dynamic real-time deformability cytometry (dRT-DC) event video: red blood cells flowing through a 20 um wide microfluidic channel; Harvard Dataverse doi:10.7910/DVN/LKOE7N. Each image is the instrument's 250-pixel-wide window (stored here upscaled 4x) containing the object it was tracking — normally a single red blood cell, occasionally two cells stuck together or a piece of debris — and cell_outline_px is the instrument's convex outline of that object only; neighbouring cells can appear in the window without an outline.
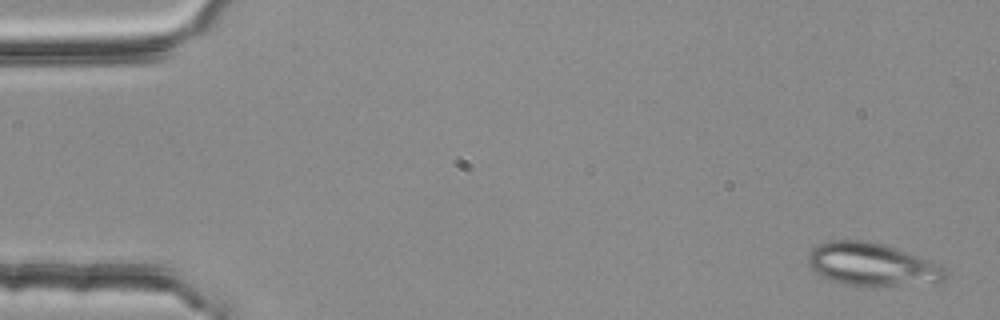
{"species": "common noctule bat (a hibernating species)", "species_latin": "Nyctalus noctula", "temperature_condition": "room temperature", "stored_images_in_passage": 52, "camera_frame_rate_fps": 3000, "um_per_image_px": 0.085, "animal": {"sex": "female", "body_mass_g": 25.1}, "frame": {"image": 1, "passage_image": 2, "time_ms": 0.333, "image_size_px": [1000, 320], "cell_outline_px": [[948, 276], [940, 284], [844, 284], [820, 276], [808, 264], [808, 256], [812, 248], [820, 244], [832, 240], [868, 240], [884, 244], [940, 264], [944, 268]], "centroid_in_image_um": [74.16, 22.46], "position_along_channel_um": 10.8, "area_um2": 33.93}}
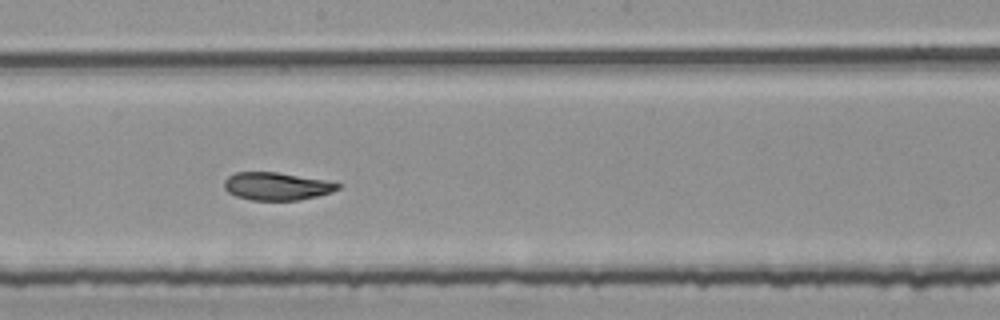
{"frame": {"image": 2, "passage_image": 30, "time_ms": 9.667, "image_size_px": [1000, 320], "cell_outline_px": [[340, 188], [332, 192], [316, 196], [296, 200], [252, 200], [236, 196], [228, 192], [224, 188], [224, 180], [228, 176], [236, 172], [276, 172], [324, 180], [340, 184]], "centroid_in_image_um": [23.48, 15.83], "position_along_channel_um": 224.7, "area_um2": 18.21}}
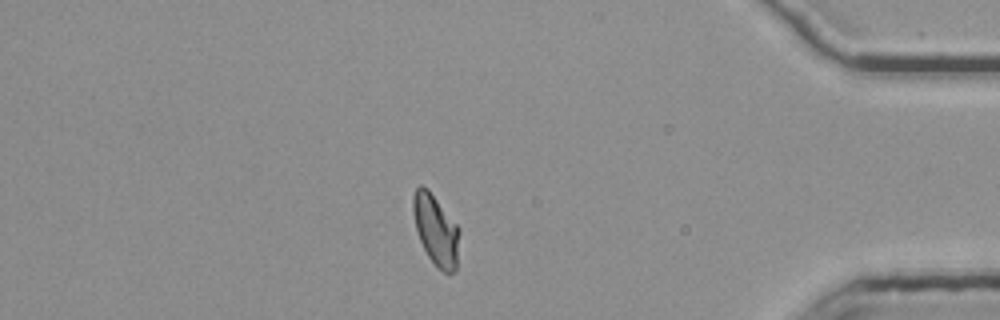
{"frame": {"image": 3, "passage_image": 47, "time_ms": 15.333, "image_size_px": [1000, 320], "cell_outline_px": [[460, 232], [456, 272], [444, 272], [428, 256], [420, 240], [416, 228], [412, 212], [412, 196], [416, 188], [420, 184], [428, 188], [460, 228]], "centroid_in_image_um": [37.05, 19.5], "position_along_channel_um": 398.1, "area_um2": 19.07}, "authors_computed_cell_mechanics": {"area_um2": 19.5653, "velocity_mm_per_s": 3.7496, "shape_relaxation_time_tau1_ms": null, "shape_relaxation_time_tau2_ms": 1.2741, "deformation_change_tau1": null, "deformation_change_tau2": 0.0651}}